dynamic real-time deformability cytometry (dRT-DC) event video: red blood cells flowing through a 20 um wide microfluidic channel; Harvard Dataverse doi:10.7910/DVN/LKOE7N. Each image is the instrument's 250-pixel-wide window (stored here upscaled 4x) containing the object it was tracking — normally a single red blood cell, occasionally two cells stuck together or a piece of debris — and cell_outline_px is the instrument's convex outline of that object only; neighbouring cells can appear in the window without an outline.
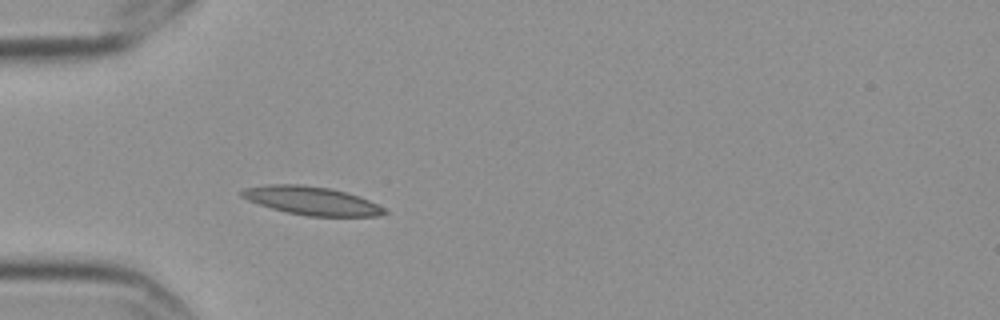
{"species": "Egyptian fruit bat (a non-hibernating species)", "species_latin": "Rousettus aegyptiacus", "temperature_condition": "cold", "stored_images_in_passage": 3, "camera_frame_rate_fps": 3000, "um_per_image_px": 0.085, "frame": {"image": 1, "passage_image": 3, "time_ms": 0.667, "image_size_px": [1000, 320], "cell_outline_px": [[388, 212], [376, 216], [308, 216], [284, 212], [248, 200], [240, 196], [240, 192], [244, 188], [268, 184], [300, 184], [328, 188], [344, 192], [368, 200], [384, 208]], "centroid_in_image_um": [26.43, 17.06], "position_along_channel_um": 58.6, "area_um2": 23.29}}